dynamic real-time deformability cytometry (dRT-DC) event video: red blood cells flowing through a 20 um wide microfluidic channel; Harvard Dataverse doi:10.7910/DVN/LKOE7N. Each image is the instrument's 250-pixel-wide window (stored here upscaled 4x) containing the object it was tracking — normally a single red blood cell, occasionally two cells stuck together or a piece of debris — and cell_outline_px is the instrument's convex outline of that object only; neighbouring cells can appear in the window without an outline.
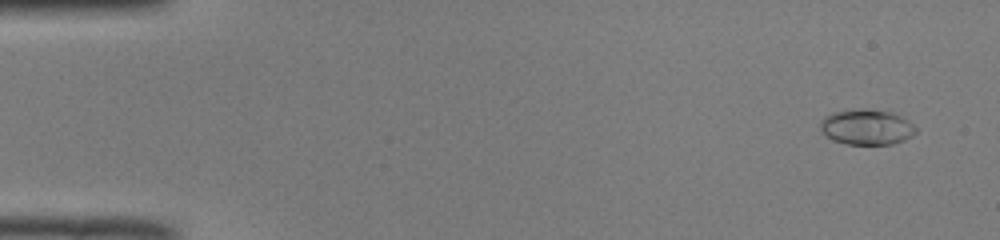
{"species": "common noctule bat (a hibernating species)", "species_latin": "Nyctalus noctula", "temperature_condition": "room temperature", "stored_images_in_passage": 51, "camera_frame_rate_fps": 3000, "um_per_image_px": 0.085, "animal": {"sex": "male", "body_mass_g": 19.0, "forearm_length_mm": 50.8}, "frame": {"image": 1, "passage_image": 3, "time_ms": 0.667, "image_size_px": [1000, 240], "cell_outline_px": [[916, 132], [912, 136], [904, 140], [892, 144], [848, 144], [836, 140], [820, 132], [820, 120], [824, 116], [836, 112], [852, 108], [860, 108], [888, 112], [900, 116], [908, 120], [916, 128]], "centroid_in_image_um": [73.65, 10.79], "position_along_channel_um": 11.4, "area_um2": 19.59}}
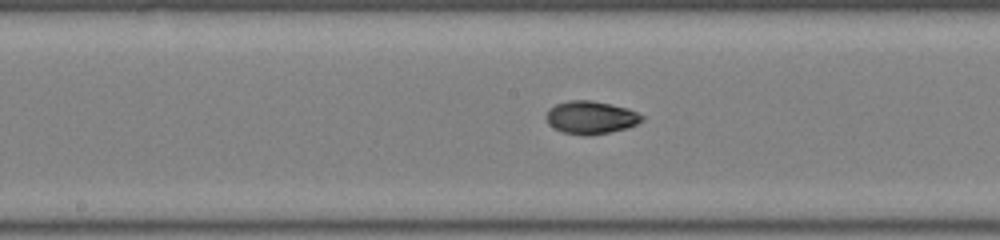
{"frame": {"image": 2, "passage_image": 27, "time_ms": 8.667, "image_size_px": [1000, 240], "cell_outline_px": [[644, 120], [628, 128], [588, 136], [584, 136], [564, 132], [548, 124], [548, 108], [556, 104], [568, 100], [592, 100], [628, 108], [644, 116]], "centroid_in_image_um": [50.25, 9.98], "position_along_channel_um": 198.0, "area_um2": 18.26}}
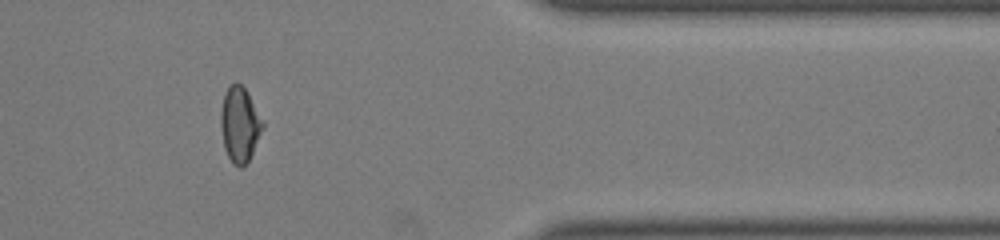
{"frame": {"image": 3, "passage_image": 43, "time_ms": 14.0, "image_size_px": [1000, 240], "cell_outline_px": [[264, 128], [248, 160], [240, 168], [232, 164], [224, 148], [220, 124], [220, 112], [224, 96], [228, 88], [232, 84], [240, 84], [248, 92], [264, 124]], "centroid_in_image_um": [20.37, 10.6], "position_along_channel_um": 391.0, "area_um2": 18.09}, "authors_computed_cell_mechanics": {"area_um2": 18.1492, "velocity_mm_per_s": 3.9979, "shape_relaxation_time_tau1_ms": 3.8941, "shape_relaxation_time_tau2_ms": 2.8888, "deformation_change_tau1": 0.1724, "deformation_change_tau2": 0.04}}